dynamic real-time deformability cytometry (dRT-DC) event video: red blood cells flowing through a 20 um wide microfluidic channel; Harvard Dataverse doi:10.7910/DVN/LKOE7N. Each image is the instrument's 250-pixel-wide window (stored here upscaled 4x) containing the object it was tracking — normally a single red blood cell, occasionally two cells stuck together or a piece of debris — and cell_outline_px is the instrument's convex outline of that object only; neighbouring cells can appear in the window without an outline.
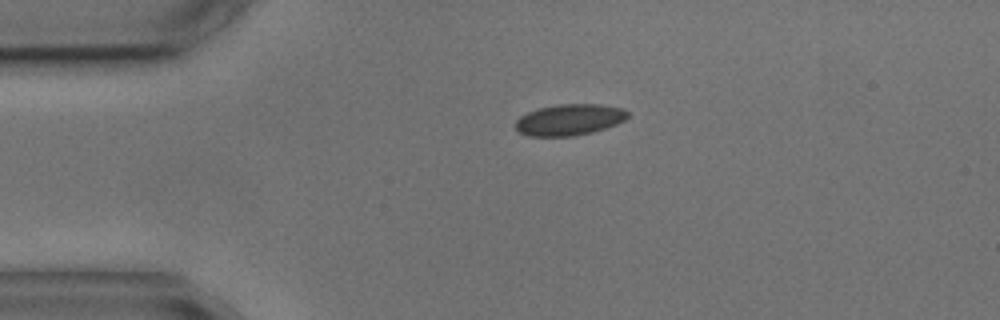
{"species": "common noctule bat (a hibernating species)", "species_latin": "Nyctalus noctula", "temperature_condition": "cold", "stored_images_in_passage": 2, "camera_frame_rate_fps": 3000, "um_per_image_px": 0.085, "animal": {"sex": "male", "body_mass_g": 17.9, "forearm_length_mm": 54.2}, "frame": {"image": 1, "passage_image": 1, "time_ms": 0.0, "image_size_px": [1000, 320], "cell_outline_px": [[628, 116], [624, 120], [616, 124], [592, 132], [572, 136], [528, 136], [520, 132], [516, 128], [516, 120], [520, 116], [528, 112], [540, 108], [560, 104], [600, 104], [624, 108], [628, 112]], "centroid_in_image_um": [48.41, 10.17], "position_along_channel_um": 36.6, "area_um2": 20.29}}